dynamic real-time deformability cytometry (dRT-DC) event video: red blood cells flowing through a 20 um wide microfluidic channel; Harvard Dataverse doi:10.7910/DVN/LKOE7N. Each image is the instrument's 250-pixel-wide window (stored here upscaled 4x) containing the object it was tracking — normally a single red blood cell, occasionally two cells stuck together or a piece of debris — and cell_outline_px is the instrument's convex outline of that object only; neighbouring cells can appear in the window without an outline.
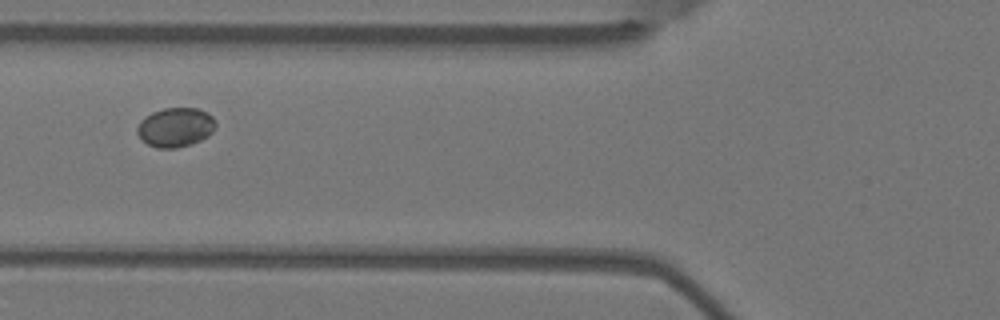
{"species": "Egyptian fruit bat (a non-hibernating species)", "species_latin": "Rousettus aegyptiacus", "temperature_condition": "warm", "stored_images_in_passage": 14, "camera_frame_rate_fps": 3000, "um_per_image_px": 0.085, "animal": {"sex": "female"}, "frame": {"image": 1, "passage_image": 4, "time_ms": 1.0, "image_size_px": [1000, 320], "cell_outline_px": [[216, 124], [212, 132], [208, 136], [192, 144], [176, 148], [156, 148], [148, 144], [136, 132], [136, 128], [140, 120], [144, 116], [152, 112], [164, 108], [200, 108], [208, 112], [216, 120]], "centroid_in_image_um": [14.92, 10.8], "position_along_channel_um": 110.9, "area_um2": 18.15}}
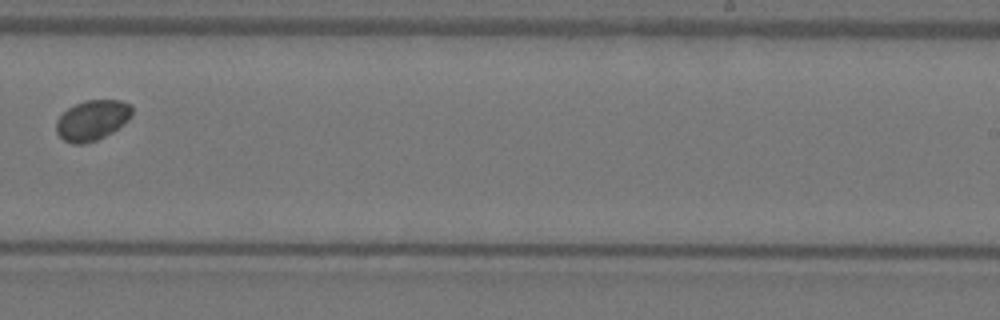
{"frame": {"image": 2, "passage_image": 8, "time_ms": 2.333, "image_size_px": [1000, 320], "cell_outline_px": [[132, 116], [124, 124], [112, 132], [96, 140], [84, 144], [72, 144], [64, 140], [56, 132], [56, 120], [68, 108], [84, 100], [120, 100], [132, 104]], "centroid_in_image_um": [7.85, 10.21], "position_along_channel_um": 281.1, "area_um2": 17.86}}
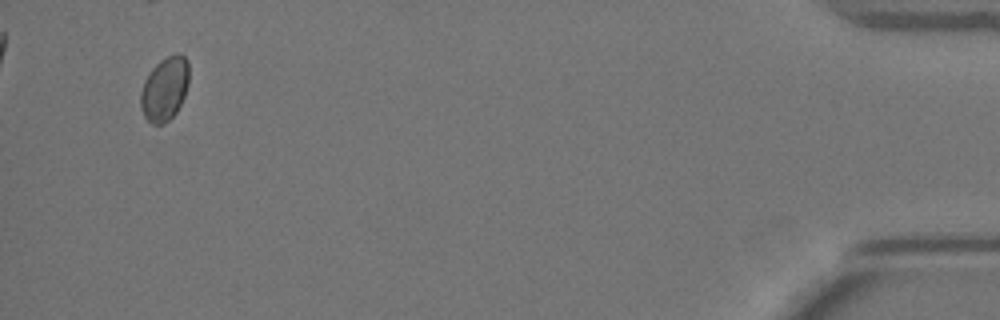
{"frame": {"image": 3, "passage_image": 13, "time_ms": 4.0, "image_size_px": [1000, 320], "cell_outline_px": [[188, 84], [184, 96], [176, 112], [164, 124], [152, 124], [144, 116], [140, 108], [140, 92], [144, 80], [152, 68], [160, 60], [176, 52], [180, 52], [188, 60]], "centroid_in_image_um": [13.98, 7.53], "position_along_channel_um": 421.2, "area_um2": 18.09}}